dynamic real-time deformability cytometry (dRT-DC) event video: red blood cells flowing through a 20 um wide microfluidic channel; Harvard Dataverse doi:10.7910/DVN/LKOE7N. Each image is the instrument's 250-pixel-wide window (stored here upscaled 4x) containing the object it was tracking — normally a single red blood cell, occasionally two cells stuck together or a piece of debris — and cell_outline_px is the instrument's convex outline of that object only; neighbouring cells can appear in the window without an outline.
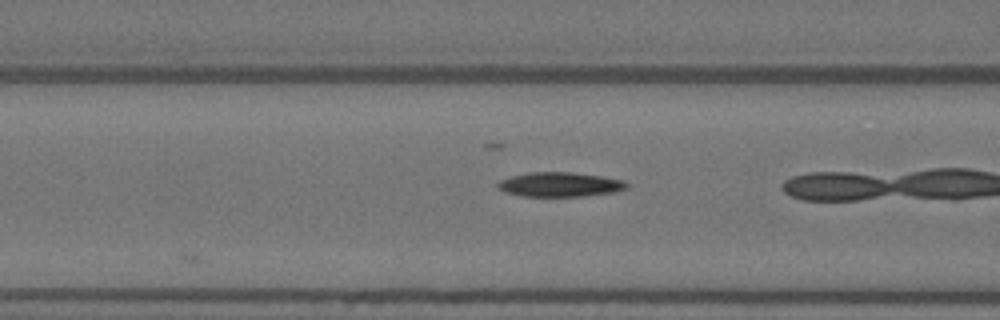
{"species": "Egyptian fruit bat (a non-hibernating species)", "species_latin": "Rousettus aegyptiacus", "temperature_condition": "warm", "stored_images_in_passage": 25, "camera_frame_rate_fps": 3000, "um_per_image_px": 0.085, "animal": {"sex": "female"}, "frame": {"image": 1, "passage_image": 4, "time_ms": 1.0, "image_size_px": [1000, 320], "cell_outline_px": [[628, 188], [612, 192], [584, 196], [520, 196], [504, 192], [496, 188], [496, 184], [500, 180], [512, 176], [528, 172], [572, 172], [600, 176], [624, 180], [628, 184]], "centroid_in_image_um": [47.55, 15.68], "position_along_channel_um": 119.1, "area_um2": 18.44}}